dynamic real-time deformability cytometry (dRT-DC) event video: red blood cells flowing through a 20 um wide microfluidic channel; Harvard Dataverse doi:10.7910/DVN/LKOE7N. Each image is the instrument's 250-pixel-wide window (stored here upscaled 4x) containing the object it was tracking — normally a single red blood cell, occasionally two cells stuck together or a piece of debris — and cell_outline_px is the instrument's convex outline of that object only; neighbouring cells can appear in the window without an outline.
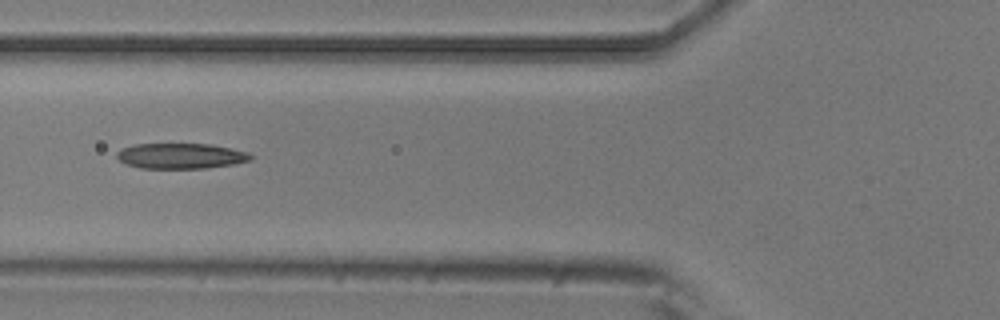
{"species": "common noctule bat (a hibernating species)", "species_latin": "Nyctalus noctula", "temperature_condition": "room temperature", "stored_images_in_passage": 9, "camera_frame_rate_fps": 3000, "um_per_image_px": 0.085, "animal": {"sex": "male", "body_mass_g": 20.5, "forearm_length_mm": 52.5}, "frame": {"image": 1, "passage_image": 6, "time_ms": 1.667, "image_size_px": [1000, 320], "cell_outline_px": [[252, 160], [232, 164], [204, 168], [140, 168], [124, 164], [116, 156], [116, 152], [120, 148], [132, 144], [208, 144], [248, 152], [252, 156]], "centroid_in_image_um": [15.3, 13.25], "position_along_channel_um": 110.5, "area_um2": 19.83}}
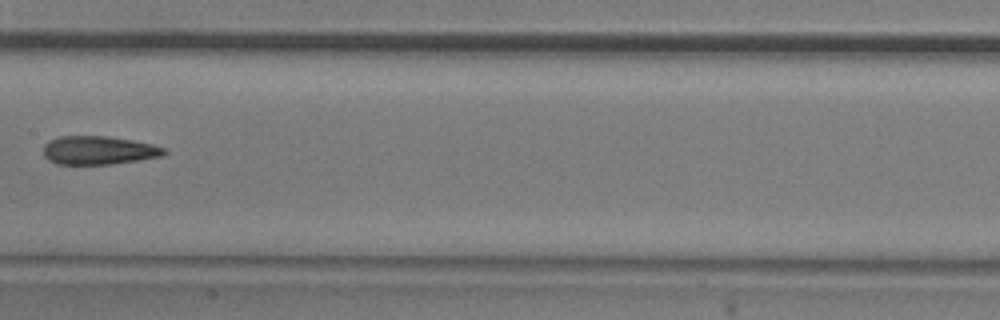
{"frame": {"image": 2, "passage_image": 8, "time_ms": 2.333, "image_size_px": [1000, 320], "cell_outline_px": [[168, 152], [160, 156], [136, 160], [108, 164], [56, 164], [48, 160], [44, 156], [44, 144], [48, 140], [60, 136], [108, 136], [132, 140], [152, 144], [164, 148]], "centroid_in_image_um": [8.33, 12.76], "position_along_channel_um": 199.1, "area_um2": 19.94}}
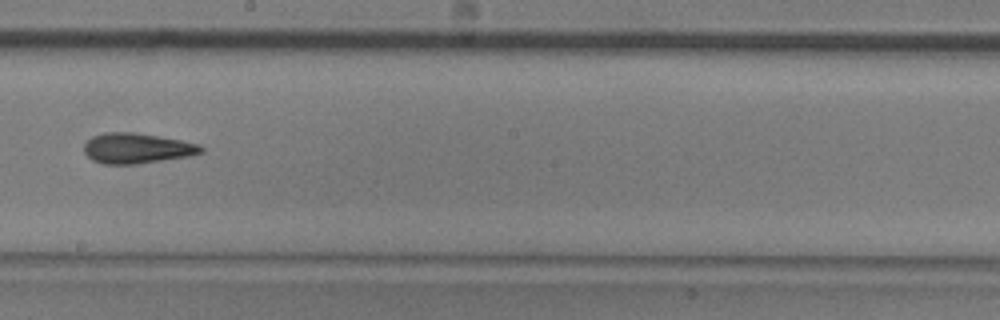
{"frame": {"image": 3, "passage_image": 9, "time_ms": 2.667, "image_size_px": [1000, 320], "cell_outline_px": [[204, 152], [188, 156], [136, 164], [104, 164], [92, 160], [84, 152], [84, 144], [92, 136], [104, 132], [136, 132], [180, 140], [200, 144], [204, 148]], "centroid_in_image_um": [11.62, 12.6], "position_along_channel_um": 236.6, "area_um2": 20.69}}